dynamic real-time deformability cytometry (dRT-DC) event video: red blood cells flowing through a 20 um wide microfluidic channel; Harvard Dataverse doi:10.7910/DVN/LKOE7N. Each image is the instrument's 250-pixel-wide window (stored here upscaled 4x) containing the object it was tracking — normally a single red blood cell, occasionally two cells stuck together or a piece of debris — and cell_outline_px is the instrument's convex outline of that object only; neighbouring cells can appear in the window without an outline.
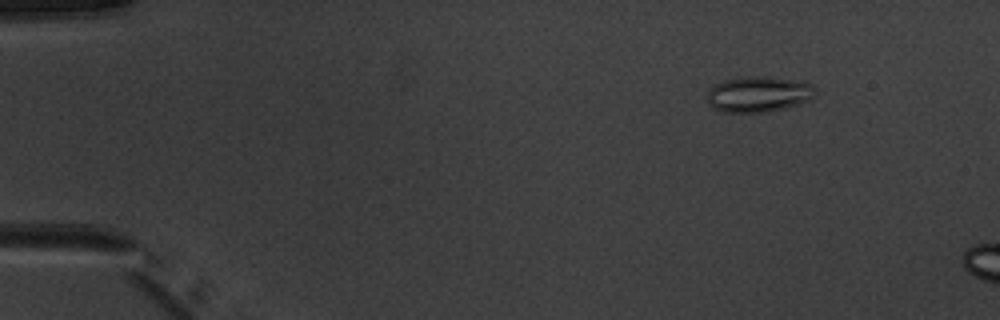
{"species": "common noctule bat (a hibernating species)", "species_latin": "Nyctalus noctula", "temperature_condition": "warm", "stored_images_in_passage": 8, "camera_frame_rate_fps": 3000, "um_per_image_px": 0.085, "animal": {"sex": "male", "body_mass_g": 20.1, "forearm_length_mm": 53.5}, "frame": {"image": 1, "passage_image": 3, "time_ms": 0.667, "image_size_px": [1000, 320], "cell_outline_px": [[816, 88], [812, 96], [808, 100], [800, 104], [768, 112], [724, 112], [712, 108], [708, 104], [708, 88], [724, 80], [748, 76], [764, 76], [804, 80], [812, 84]], "centroid_in_image_um": [64.49, 7.99], "position_along_channel_um": 20.5, "area_um2": 22.77}}